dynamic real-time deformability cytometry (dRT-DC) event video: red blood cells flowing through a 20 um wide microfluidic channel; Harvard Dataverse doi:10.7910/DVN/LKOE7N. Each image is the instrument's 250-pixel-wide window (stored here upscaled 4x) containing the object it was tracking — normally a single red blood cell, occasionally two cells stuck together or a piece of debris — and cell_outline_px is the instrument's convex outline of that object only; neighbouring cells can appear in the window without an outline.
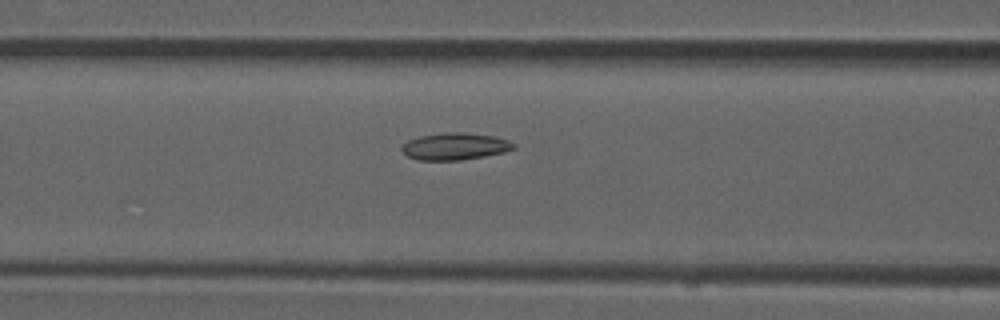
{"species": "common noctule bat (a hibernating species)", "species_latin": "Nyctalus noctula", "temperature_condition": "room temperature", "stored_images_in_passage": 6, "camera_frame_rate_fps": 3000, "um_per_image_px": 0.085, "animal": {"sex": "male", "forearm_length_mm": 52.5}, "frame": {"image": 1, "passage_image": 6, "time_ms": 1.667, "image_size_px": [1000, 320], "cell_outline_px": [[516, 148], [504, 152], [484, 156], [460, 160], [420, 160], [408, 156], [400, 148], [408, 140], [420, 136], [448, 132], [464, 132], [492, 136], [508, 140], [516, 144]], "centroid_in_image_um": [38.69, 12.44], "position_along_channel_um": 127.9, "area_um2": 17.46}}